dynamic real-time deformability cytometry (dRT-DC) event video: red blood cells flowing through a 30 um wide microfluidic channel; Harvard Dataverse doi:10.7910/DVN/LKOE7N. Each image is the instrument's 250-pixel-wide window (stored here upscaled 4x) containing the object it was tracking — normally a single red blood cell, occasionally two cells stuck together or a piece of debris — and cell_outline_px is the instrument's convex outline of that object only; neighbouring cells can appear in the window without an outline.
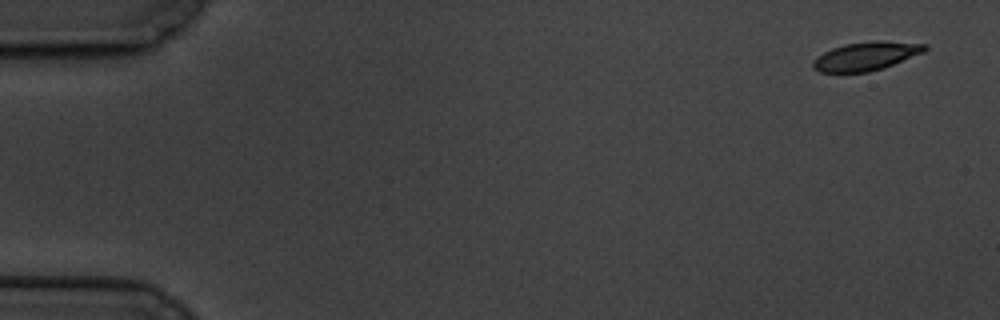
{"species": "common noctule bat (a hibernating species)", "species_latin": "Nyctalus noctula", "temperature_condition": "cold", "stored_images_in_passage": 9, "camera_frame_rate_fps": 3000, "um_per_image_px": 0.085, "animal": {"sex": "male", "body_mass_g": 19.5, "forearm_length_mm": 54.6}, "frame": {"image": 1, "passage_image": 1, "time_ms": 0.0, "image_size_px": [1000, 320], "cell_outline_px": [[928, 48], [924, 52], [884, 68], [868, 72], [820, 72], [812, 68], [812, 60], [824, 52], [832, 48], [844, 44], [876, 40], [880, 40], [928, 44]], "centroid_in_image_um": [73.62, 4.76], "position_along_channel_um": 11.4, "area_um2": 18.73}}
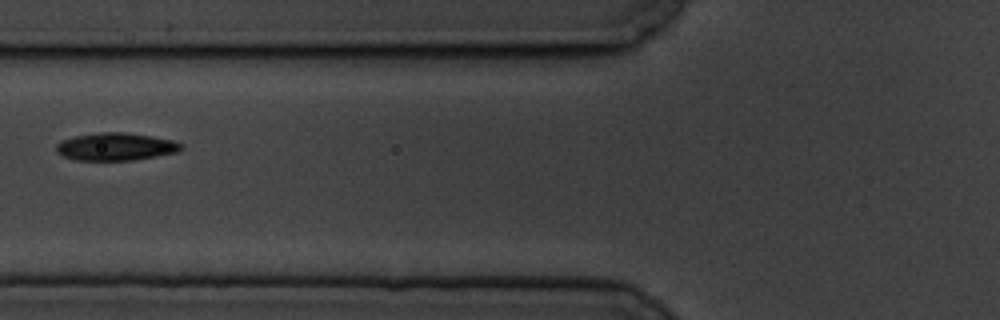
{"frame": {"image": 2, "passage_image": 7, "time_ms": 7.0, "image_size_px": [1000, 320], "cell_outline_px": [[184, 148], [176, 152], [156, 156], [132, 160], [76, 160], [64, 156], [56, 152], [56, 144], [60, 140], [76, 136], [100, 132], [124, 132], [152, 136], [172, 140], [184, 144]], "centroid_in_image_um": [9.84, 12.46], "position_along_channel_um": 116.0, "area_um2": 20.11}}
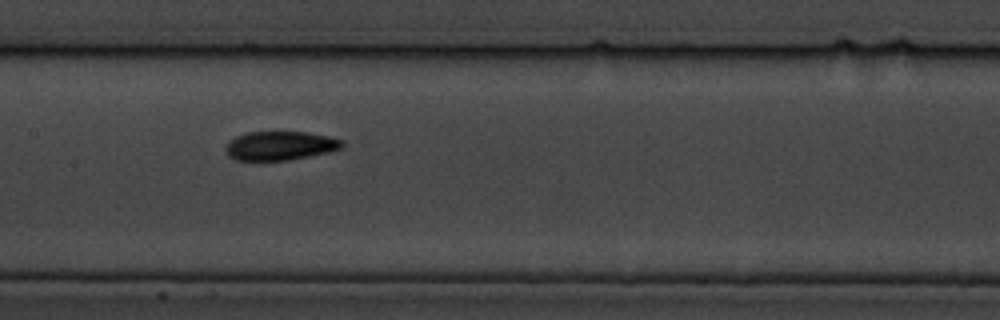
{"frame": {"image": 3, "passage_image": 9, "time_ms": 9.0, "image_size_px": [1000, 320], "cell_outline_px": [[344, 148], [328, 152], [288, 160], [236, 160], [228, 156], [224, 148], [236, 136], [248, 132], [308, 132], [328, 136], [344, 140]], "centroid_in_image_um": [23.84, 12.38], "position_along_channel_um": 183.6, "area_um2": 19.59}}